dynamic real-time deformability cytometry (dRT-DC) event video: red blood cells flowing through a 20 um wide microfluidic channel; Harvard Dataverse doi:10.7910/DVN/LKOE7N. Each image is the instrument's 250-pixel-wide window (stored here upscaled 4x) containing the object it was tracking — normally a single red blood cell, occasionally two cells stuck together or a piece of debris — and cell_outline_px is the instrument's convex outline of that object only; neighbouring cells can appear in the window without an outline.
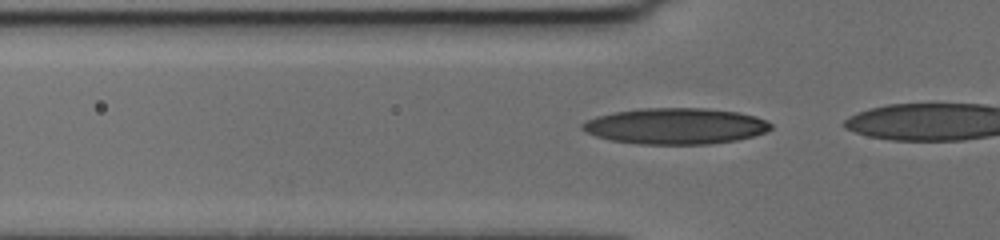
{"species": "human", "species_latin": "Homo sapiens", "temperature_condition": "cold", "stored_images_in_passage": 15, "camera_frame_rate_fps": 3000, "um_per_image_px": 0.085, "donor": {"sex": "female"}, "frame": {"image": 1, "passage_image": 12, "time_ms": 3.667, "image_size_px": [1000, 240], "cell_outline_px": [[772, 128], [764, 132], [740, 140], [708, 144], [640, 144], [612, 140], [596, 136], [584, 132], [580, 128], [580, 124], [596, 116], [612, 112], [640, 108], [708, 108], [736, 112], [756, 116], [768, 120], [772, 124]], "centroid_in_image_um": [57.42, 10.71], "position_along_channel_um": 68.4, "area_um2": 39.88}}